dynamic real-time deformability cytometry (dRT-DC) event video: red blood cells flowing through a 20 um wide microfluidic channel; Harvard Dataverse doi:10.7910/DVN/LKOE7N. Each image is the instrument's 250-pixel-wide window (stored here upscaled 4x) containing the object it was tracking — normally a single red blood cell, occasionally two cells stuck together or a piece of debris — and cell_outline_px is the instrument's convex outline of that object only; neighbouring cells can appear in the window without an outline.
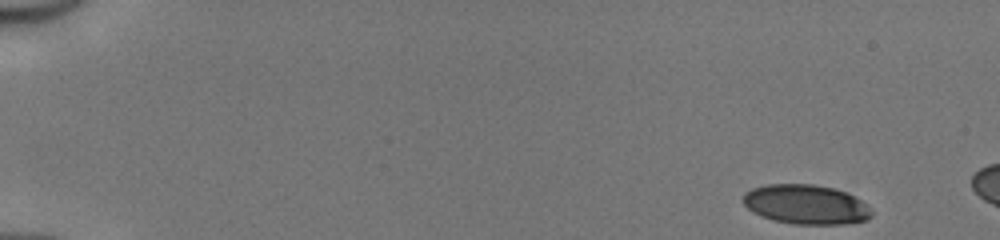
{"species": "human", "species_latin": "Homo sapiens", "temperature_condition": "cold", "stored_images_in_passage": 12, "camera_frame_rate_fps": 3000, "um_per_image_px": 0.085, "donor": {"sex": "male"}, "frame": {"image": 1, "passage_image": 1, "time_ms": 0.0, "image_size_px": [1000, 240], "cell_outline_px": [[872, 216], [868, 220], [844, 224], [796, 224], [772, 220], [760, 216], [752, 212], [740, 200], [744, 192], [752, 188], [768, 184], [812, 184], [836, 188], [848, 192], [860, 200], [872, 212]], "centroid_in_image_um": [68.47, 17.37], "position_along_channel_um": 16.5, "area_um2": 29.88}}